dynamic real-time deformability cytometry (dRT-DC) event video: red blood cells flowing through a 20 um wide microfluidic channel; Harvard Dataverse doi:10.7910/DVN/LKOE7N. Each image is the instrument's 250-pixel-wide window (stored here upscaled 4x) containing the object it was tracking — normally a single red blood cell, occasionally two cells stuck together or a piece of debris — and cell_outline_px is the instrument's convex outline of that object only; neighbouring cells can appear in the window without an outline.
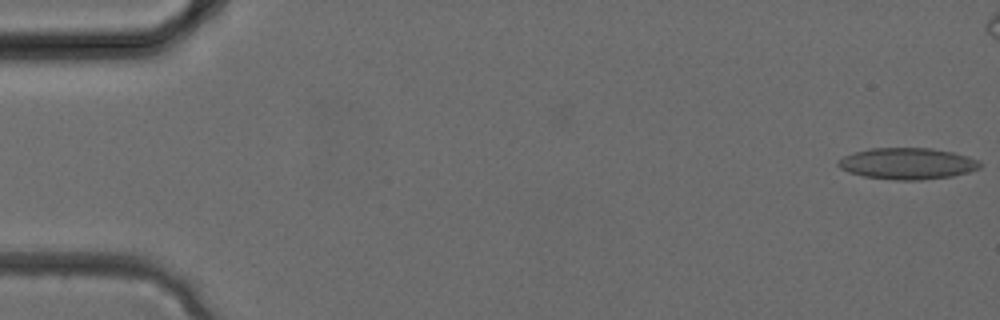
{"species": "common noctule bat (a hibernating species)", "species_latin": "Nyctalus noctula", "temperature_condition": "cold", "stored_images_in_passage": 30, "camera_frame_rate_fps": 3000, "um_per_image_px": 0.085, "animal": {"sex": "female", "body_mass_g": 24.6, "forearm_length_mm": 56.2}, "frame": {"image": 1, "passage_image": 1, "time_ms": 0.0, "image_size_px": [1000, 320], "cell_outline_px": [[984, 164], [980, 168], [968, 172], [952, 176], [920, 180], [892, 180], [864, 176], [848, 172], [840, 168], [836, 164], [844, 156], [856, 152], [872, 148], [932, 148], [952, 152], [968, 156], [980, 160]], "centroid_in_image_um": [77.18, 13.91], "position_along_channel_um": 7.8, "area_um2": 26.01}}
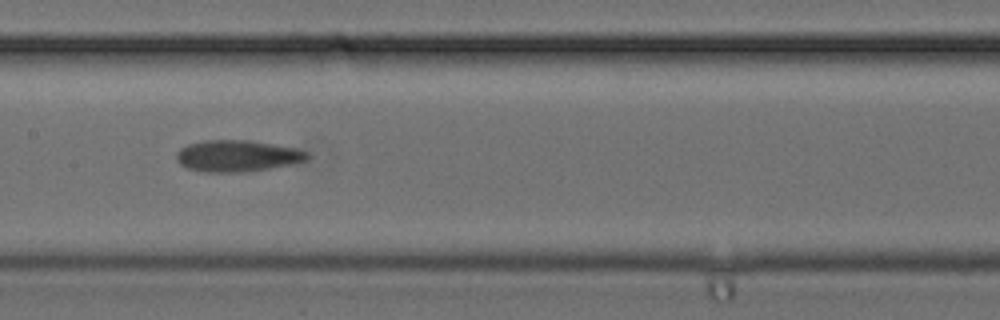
{"frame": {"image": 2, "passage_image": 17, "time_ms": 5.333, "image_size_px": [1000, 320], "cell_outline_px": [[312, 156], [308, 160], [292, 164], [244, 172], [204, 172], [188, 168], [180, 164], [176, 160], [176, 152], [180, 148], [188, 144], [204, 140], [248, 140], [296, 148], [308, 152]], "centroid_in_image_um": [20.17, 13.25], "position_along_channel_um": 187.2, "area_um2": 24.1}}
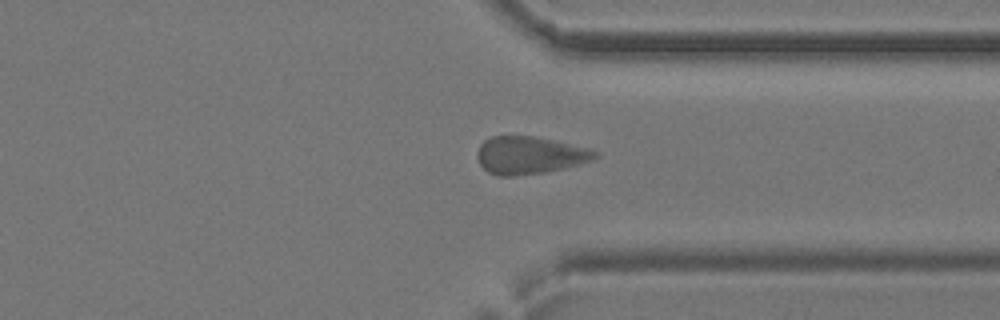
{"frame": {"image": 3, "passage_image": 26, "time_ms": 8.333, "image_size_px": [1000, 320], "cell_outline_px": [[600, 156], [596, 160], [564, 168], [544, 172], [512, 176], [496, 176], [488, 172], [480, 164], [476, 156], [480, 144], [484, 140], [492, 136], [536, 136], [588, 148], [600, 152]], "centroid_in_image_um": [45.05, 13.19], "position_along_channel_um": 366.4, "area_um2": 26.01}}